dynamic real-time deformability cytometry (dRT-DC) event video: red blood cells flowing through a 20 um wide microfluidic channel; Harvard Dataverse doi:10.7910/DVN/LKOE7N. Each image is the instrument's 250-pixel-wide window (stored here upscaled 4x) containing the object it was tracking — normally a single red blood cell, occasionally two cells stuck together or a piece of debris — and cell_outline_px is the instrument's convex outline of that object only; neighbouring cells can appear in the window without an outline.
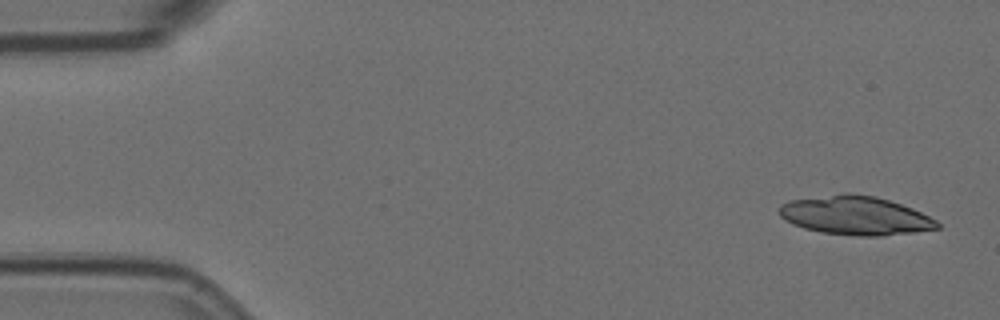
{"species": "Egyptian fruit bat (a non-hibernating species)", "species_latin": "Rousettus aegyptiacus", "temperature_condition": "room temperature", "stored_images_in_passage": 6, "camera_frame_rate_fps": 3000, "um_per_image_px": 0.085, "animal": {"sex": "female"}, "frame": {"image": 1, "passage_image": 1, "time_ms": 0.0, "image_size_px": [1000, 320], "cell_outline_px": [[940, 228], [912, 232], [880, 236], [856, 236], [824, 232], [804, 228], [792, 224], [784, 220], [780, 216], [780, 204], [788, 200], [844, 192], [848, 192], [876, 196], [912, 208], [936, 220], [940, 224]], "centroid_in_image_um": [72.67, 18.3], "position_along_channel_um": 12.3, "area_um2": 35.78}}